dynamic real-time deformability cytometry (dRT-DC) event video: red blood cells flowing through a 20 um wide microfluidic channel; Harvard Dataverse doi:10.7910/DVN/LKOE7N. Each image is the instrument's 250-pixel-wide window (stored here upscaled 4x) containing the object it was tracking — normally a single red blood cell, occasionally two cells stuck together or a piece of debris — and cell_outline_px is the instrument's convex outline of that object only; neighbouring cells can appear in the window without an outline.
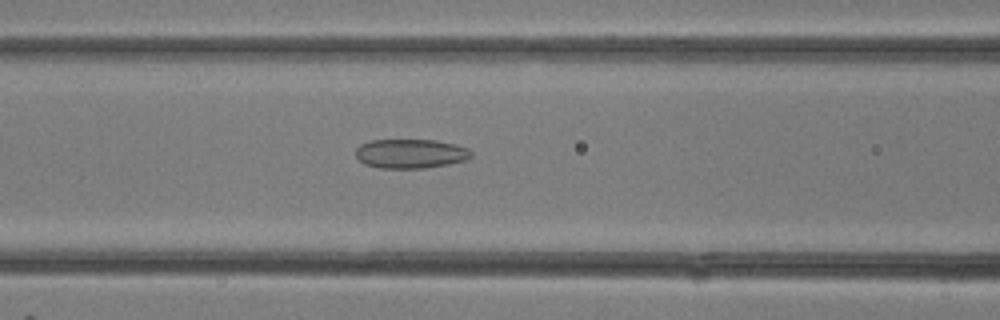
{"species": "common noctule bat (a hibernating species)", "species_latin": "Nyctalus noctula", "temperature_condition": "room temperature", "stored_images_in_passage": 16, "camera_frame_rate_fps": 3000, "um_per_image_px": 0.085, "animal": {"sex": "female"}, "frame": {"image": 1, "passage_image": 12, "time_ms": 3.667, "image_size_px": [1000, 320], "cell_outline_px": [[472, 156], [468, 160], [448, 164], [424, 168], [380, 168], [364, 164], [356, 156], [356, 148], [360, 144], [372, 140], [436, 140], [456, 144], [468, 148], [472, 152]], "centroid_in_image_um": [34.92, 13.06], "position_along_channel_um": 131.7, "area_um2": 19.83}}
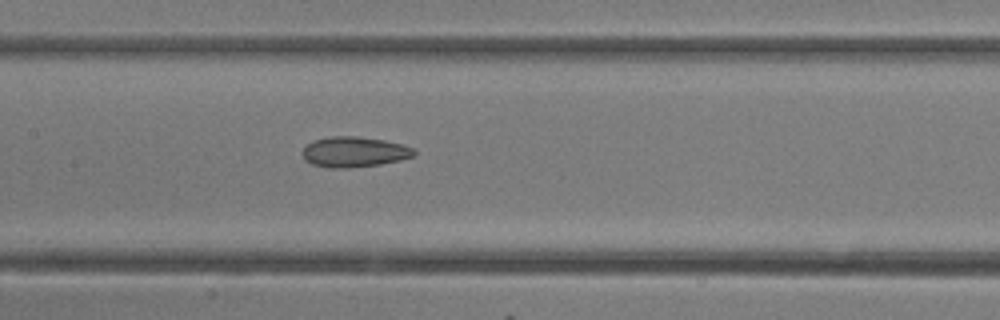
{"frame": {"image": 2, "passage_image": 14, "time_ms": 4.333, "image_size_px": [1000, 320], "cell_outline_px": [[416, 156], [400, 160], [380, 164], [348, 168], [328, 168], [312, 164], [304, 160], [304, 148], [312, 140], [328, 136], [356, 136], [384, 140], [400, 144], [412, 148], [416, 152]], "centroid_in_image_um": [30.1, 12.91], "position_along_channel_um": 177.3, "area_um2": 19.77}}
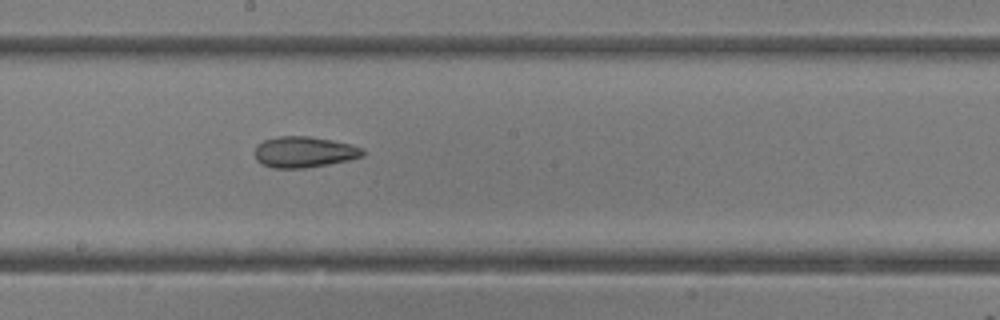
{"frame": {"image": 3, "passage_image": 16, "time_ms": 5.0, "image_size_px": [1000, 320], "cell_outline_px": [[364, 156], [348, 160], [328, 164], [304, 168], [272, 168], [260, 164], [256, 160], [256, 144], [264, 140], [276, 136], [308, 136], [332, 140], [352, 144], [360, 148], [364, 152]], "centroid_in_image_um": [25.82, 12.92], "position_along_channel_um": 222.4, "area_um2": 19.54}}